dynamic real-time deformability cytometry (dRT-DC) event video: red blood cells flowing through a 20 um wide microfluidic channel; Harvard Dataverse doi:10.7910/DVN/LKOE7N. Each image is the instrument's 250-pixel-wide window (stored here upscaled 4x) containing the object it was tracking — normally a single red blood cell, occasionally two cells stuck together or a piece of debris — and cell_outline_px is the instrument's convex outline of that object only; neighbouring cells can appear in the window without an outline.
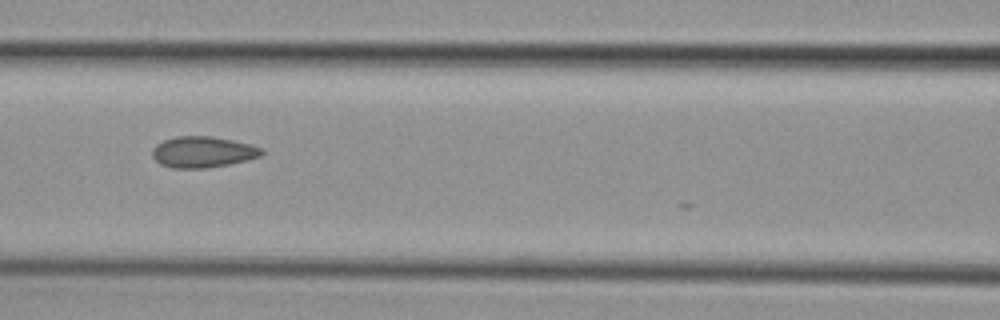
{"species": "common noctule bat (a hibernating species)", "species_latin": "Nyctalus noctula", "temperature_condition": "cold", "stored_images_in_passage": 8, "camera_frame_rate_fps": 3000, "um_per_image_px": 0.085, "animal": {"sex": "female", "body_mass_g": 29.2, "forearm_length_mm": 56.3}, "frame": {"image": 1, "passage_image": 6, "time_ms": 5.667, "image_size_px": [1000, 320], "cell_outline_px": [[264, 152], [260, 156], [228, 164], [208, 168], [172, 168], [160, 164], [152, 156], [152, 148], [156, 144], [164, 140], [176, 136], [212, 136], [232, 140], [264, 148]], "centroid_in_image_um": [17.21, 12.91], "position_along_channel_um": 149.4, "area_um2": 19.77}}
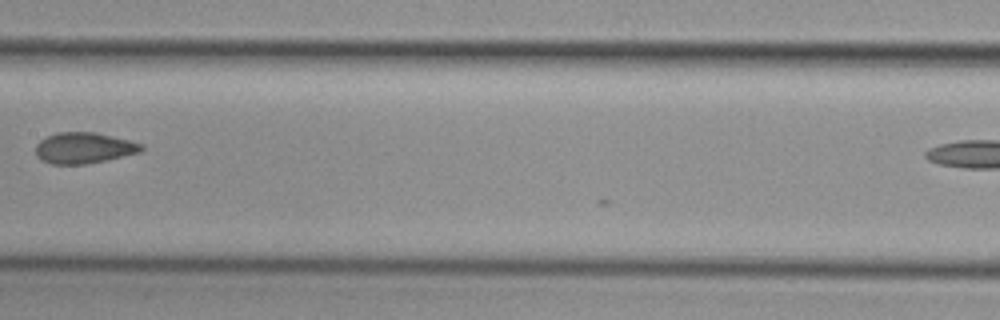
{"frame": {"image": 2, "passage_image": 7, "time_ms": 7.0, "image_size_px": [1000, 320], "cell_outline_px": [[144, 148], [140, 152], [88, 164], [52, 164], [40, 160], [36, 156], [36, 144], [40, 140], [56, 132], [96, 132], [144, 144]], "centroid_in_image_um": [7.11, 12.57], "position_along_channel_um": 200.3, "area_um2": 19.13}}